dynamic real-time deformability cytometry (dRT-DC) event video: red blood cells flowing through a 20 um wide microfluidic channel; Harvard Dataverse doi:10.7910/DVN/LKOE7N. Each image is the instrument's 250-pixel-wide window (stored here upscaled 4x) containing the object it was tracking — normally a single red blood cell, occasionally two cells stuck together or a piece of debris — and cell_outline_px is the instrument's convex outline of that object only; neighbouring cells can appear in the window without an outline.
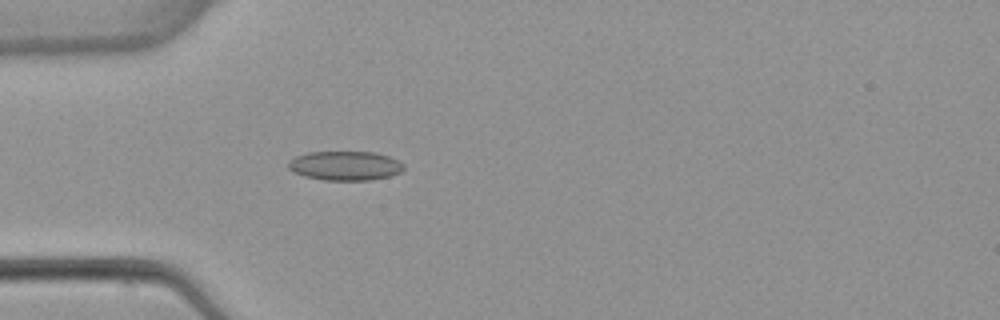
{"species": "common noctule bat (a hibernating species)", "species_latin": "Nyctalus noctula", "temperature_condition": "warm", "stored_images_in_passage": 5, "camera_frame_rate_fps": 3000, "um_per_image_px": 0.085, "animal": {"sex": "female", "body_mass_g": 22.7, "forearm_length_mm": 54.2}, "frame": {"image": 1, "passage_image": 5, "time_ms": 4.667, "image_size_px": [1000, 320], "cell_outline_px": [[404, 168], [400, 172], [388, 176], [368, 180], [324, 180], [304, 176], [288, 168], [288, 160], [296, 156], [308, 152], [376, 152], [388, 156], [404, 164]], "centroid_in_image_um": [29.32, 14.08], "position_along_channel_um": 55.7, "area_um2": 19.54}}